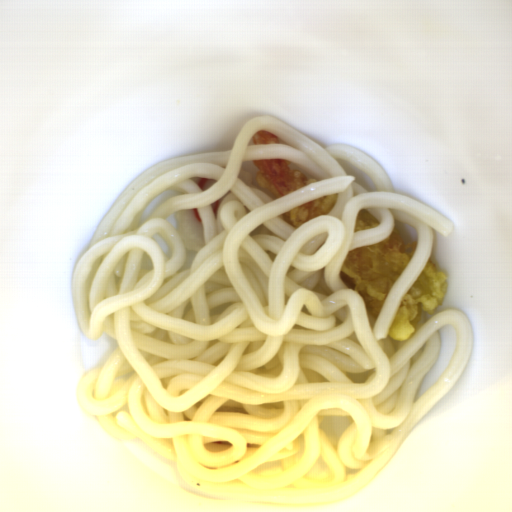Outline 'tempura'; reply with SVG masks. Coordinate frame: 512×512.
I'll return each instance as SVG.
<instances>
[{
	"label": "tempura",
	"instance_id": "8679c707",
	"mask_svg": "<svg viewBox=\"0 0 512 512\" xmlns=\"http://www.w3.org/2000/svg\"><path fill=\"white\" fill-rule=\"evenodd\" d=\"M416 245L417 241L406 244L400 231L394 228L377 244L349 251L340 278L347 288L363 298L376 320L388 294L409 264Z\"/></svg>",
	"mask_w": 512,
	"mask_h": 512
},
{
	"label": "tempura",
	"instance_id": "d4f62c59",
	"mask_svg": "<svg viewBox=\"0 0 512 512\" xmlns=\"http://www.w3.org/2000/svg\"><path fill=\"white\" fill-rule=\"evenodd\" d=\"M447 274L439 272L436 264L428 263L404 295L387 336L395 341L413 337L422 312L432 313L443 305L447 296Z\"/></svg>",
	"mask_w": 512,
	"mask_h": 512
},
{
	"label": "tempura",
	"instance_id": "6ee92434",
	"mask_svg": "<svg viewBox=\"0 0 512 512\" xmlns=\"http://www.w3.org/2000/svg\"><path fill=\"white\" fill-rule=\"evenodd\" d=\"M252 163L257 167L258 186L269 189L276 200L318 181L295 170L288 158L255 160Z\"/></svg>",
	"mask_w": 512,
	"mask_h": 512
},
{
	"label": "tempura",
	"instance_id": "eeaa28ee",
	"mask_svg": "<svg viewBox=\"0 0 512 512\" xmlns=\"http://www.w3.org/2000/svg\"><path fill=\"white\" fill-rule=\"evenodd\" d=\"M339 194H332L305 202L298 207L283 213V220L292 226L298 228L309 220L330 212L335 205Z\"/></svg>",
	"mask_w": 512,
	"mask_h": 512
},
{
	"label": "tempura",
	"instance_id": "c8b91112",
	"mask_svg": "<svg viewBox=\"0 0 512 512\" xmlns=\"http://www.w3.org/2000/svg\"><path fill=\"white\" fill-rule=\"evenodd\" d=\"M379 220L370 212L361 209L356 220L355 232L363 229L378 227Z\"/></svg>",
	"mask_w": 512,
	"mask_h": 512
},
{
	"label": "tempura",
	"instance_id": "35db4912",
	"mask_svg": "<svg viewBox=\"0 0 512 512\" xmlns=\"http://www.w3.org/2000/svg\"><path fill=\"white\" fill-rule=\"evenodd\" d=\"M252 141L255 144H282L281 138L267 130H261L252 136Z\"/></svg>",
	"mask_w": 512,
	"mask_h": 512
}]
</instances>
